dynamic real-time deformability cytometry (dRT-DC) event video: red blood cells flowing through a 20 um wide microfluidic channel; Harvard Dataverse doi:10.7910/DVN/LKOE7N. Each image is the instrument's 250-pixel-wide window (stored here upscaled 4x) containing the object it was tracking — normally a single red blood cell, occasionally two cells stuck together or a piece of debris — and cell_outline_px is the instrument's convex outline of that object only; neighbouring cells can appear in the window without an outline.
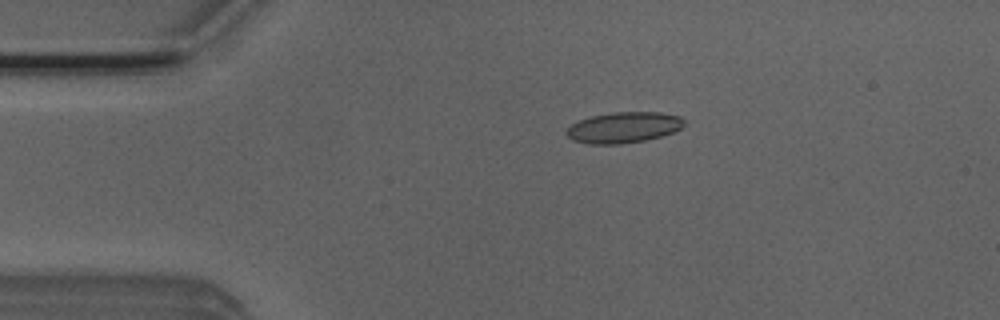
{"species": "Egyptian fruit bat (a non-hibernating species)", "species_latin": "Rousettus aegyptiacus", "temperature_condition": "room temperature", "stored_images_in_passage": 51, "camera_frame_rate_fps": 3000, "um_per_image_px": 0.085, "animal": {"sex": "male"}, "frame": {"image": 1, "passage_image": 10, "time_ms": 3.0, "image_size_px": [1000, 320], "cell_outline_px": [[684, 124], [680, 128], [672, 132], [660, 136], [644, 140], [620, 144], [588, 144], [572, 140], [564, 132], [572, 124], [580, 120], [592, 116], [612, 112], [660, 112], [680, 116], [684, 120]], "centroid_in_image_um": [52.99, 10.83], "position_along_channel_um": 32.0, "area_um2": 21.04}}
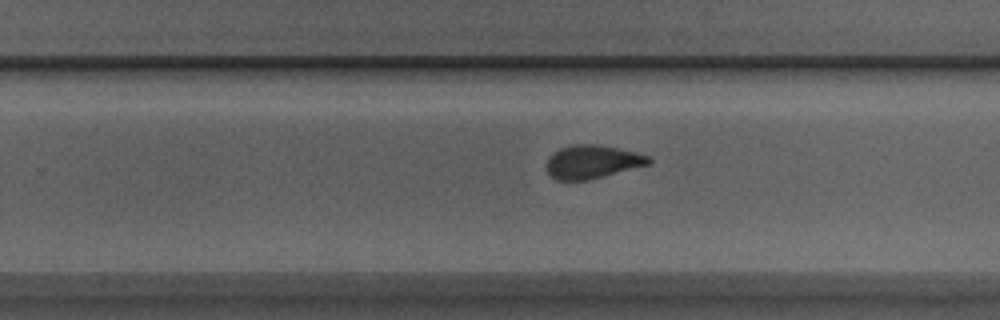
{"frame": {"image": 2, "passage_image": 32, "time_ms": 10.333, "image_size_px": [1000, 320], "cell_outline_px": [[652, 164], [588, 180], [556, 180], [548, 172], [548, 156], [552, 152], [560, 148], [572, 144], [600, 144], [636, 152], [648, 156], [652, 160]], "centroid_in_image_um": [50.37, 13.74], "position_along_channel_um": 279.4, "area_um2": 20.0}}
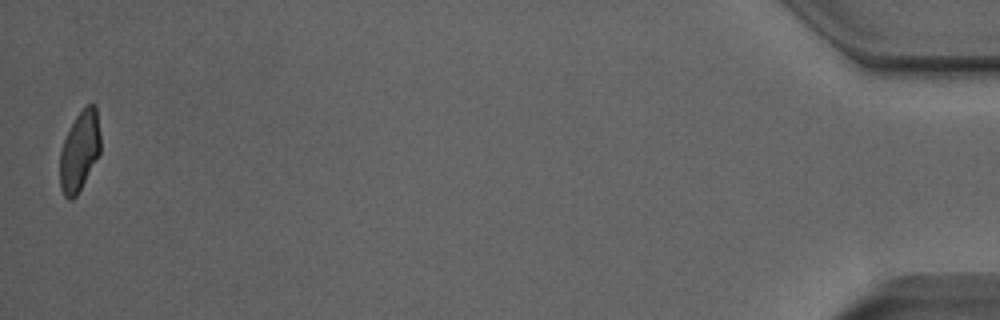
{"frame": {"image": 3, "passage_image": 51, "time_ms": 16.667, "image_size_px": [1000, 320], "cell_outline_px": [[100, 152], [76, 196], [72, 200], [68, 200], [64, 196], [60, 188], [60, 152], [64, 140], [76, 116], [88, 104], [96, 104], [100, 132]], "centroid_in_image_um": [6.76, 12.85], "position_along_channel_um": 428.4, "area_um2": 18.67}, "authors_computed_cell_mechanics": {"area_um2": 20.4034, "velocity_mm_per_s": 3.9538, "shape_relaxation_time_tau1_ms": 4.6378, "shape_relaxation_time_tau2_ms": 1.368, "deformation_change_tau1": 0.1584, "deformation_change_tau2": 0.0694}}